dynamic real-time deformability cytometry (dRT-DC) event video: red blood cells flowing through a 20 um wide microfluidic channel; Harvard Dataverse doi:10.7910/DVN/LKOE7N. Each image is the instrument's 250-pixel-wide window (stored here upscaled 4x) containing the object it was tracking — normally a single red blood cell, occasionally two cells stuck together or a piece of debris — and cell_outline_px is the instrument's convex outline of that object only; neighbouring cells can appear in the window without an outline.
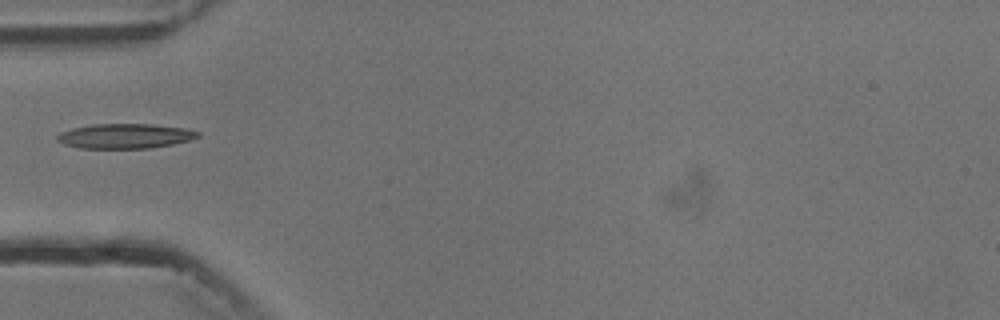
{"species": "common noctule bat (a hibernating species)", "species_latin": "Nyctalus noctula", "temperature_condition": "cold", "stored_images_in_passage": 2, "camera_frame_rate_fps": 3000, "um_per_image_px": 0.085, "animal": {"sex": "male", "body_mass_g": 13.3}, "frame": {"image": 1, "passage_image": 1, "time_ms": 0.0, "image_size_px": [1000, 320], "cell_outline_px": [[200, 136], [188, 140], [172, 144], [148, 148], [80, 148], [64, 144], [56, 140], [56, 136], [60, 132], [72, 128], [92, 124], [152, 124], [184, 128], [200, 132]], "centroid_in_image_um": [10.59, 11.56], "position_along_channel_um": 74.4, "area_um2": 20.23}}
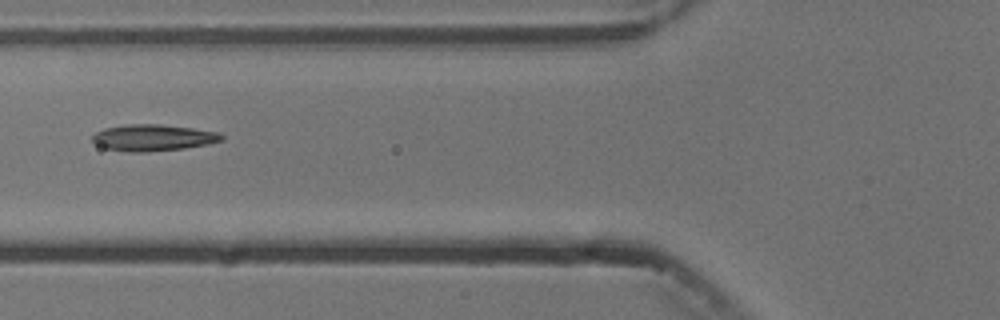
{"frame": {"image": 2, "passage_image": 2, "time_ms": 1.0, "image_size_px": [1000, 320], "cell_outline_px": [[224, 140], [208, 144], [184, 148], [144, 152], [128, 152], [104, 148], [96, 144], [92, 140], [92, 136], [96, 132], [104, 128], [124, 124], [160, 124], [192, 128], [220, 132], [224, 136]], "centroid_in_image_um": [13.01, 11.7], "position_along_channel_um": 112.8, "area_um2": 20.06}}